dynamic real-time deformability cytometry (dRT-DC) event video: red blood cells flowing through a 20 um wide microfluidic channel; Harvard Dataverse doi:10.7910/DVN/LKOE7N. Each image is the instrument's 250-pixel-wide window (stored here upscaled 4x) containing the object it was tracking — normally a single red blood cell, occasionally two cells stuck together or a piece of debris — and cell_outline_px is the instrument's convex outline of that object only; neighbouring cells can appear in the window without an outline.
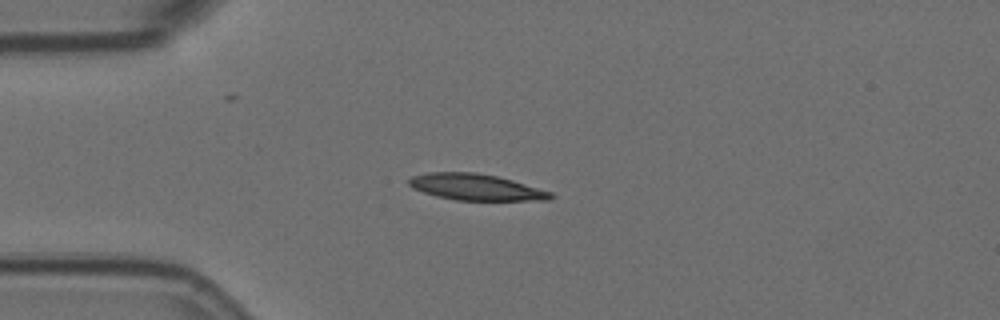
{"species": "Egyptian fruit bat (a non-hibernating species)", "species_latin": "Rousettus aegyptiacus", "temperature_condition": "room temperature", "stored_images_in_passage": 4, "camera_frame_rate_fps": 3000, "um_per_image_px": 0.085, "animal": {"sex": "female"}, "frame": {"image": 1, "passage_image": 3, "time_ms": 0.667, "image_size_px": [1000, 320], "cell_outline_px": [[556, 196], [552, 200], [456, 200], [436, 196], [412, 188], [408, 184], [408, 180], [412, 176], [428, 172], [476, 172], [496, 176], [512, 180], [552, 192]], "centroid_in_image_um": [40.46, 15.9], "position_along_channel_um": 44.5, "area_um2": 21.73}}